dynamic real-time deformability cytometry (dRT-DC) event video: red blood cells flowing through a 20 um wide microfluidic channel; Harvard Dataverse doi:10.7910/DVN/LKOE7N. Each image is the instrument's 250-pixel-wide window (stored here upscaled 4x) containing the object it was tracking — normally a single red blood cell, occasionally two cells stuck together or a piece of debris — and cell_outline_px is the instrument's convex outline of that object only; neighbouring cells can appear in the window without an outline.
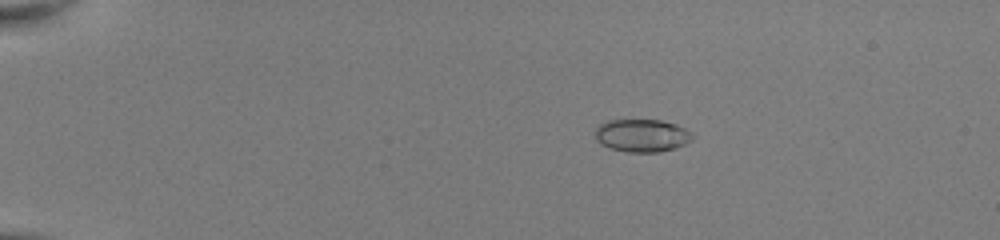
{"species": "common noctule bat (a hibernating species)", "species_latin": "Nyctalus noctula", "temperature_condition": "room temperature", "stored_images_in_passage": 50, "camera_frame_rate_fps": 3000, "um_per_image_px": 0.085, "animal": {"sex": "female", "body_mass_g": 22.0, "forearm_length_mm": 56.7}, "frame": {"image": 1, "passage_image": 9, "time_ms": 2.667, "image_size_px": [1000, 240], "cell_outline_px": [[696, 136], [692, 140], [676, 148], [660, 152], [628, 152], [608, 148], [600, 144], [596, 140], [596, 128], [600, 124], [608, 120], [660, 120], [676, 124], [692, 132]], "centroid_in_image_um": [54.58, 11.52], "position_along_channel_um": 30.4, "area_um2": 18.79}}
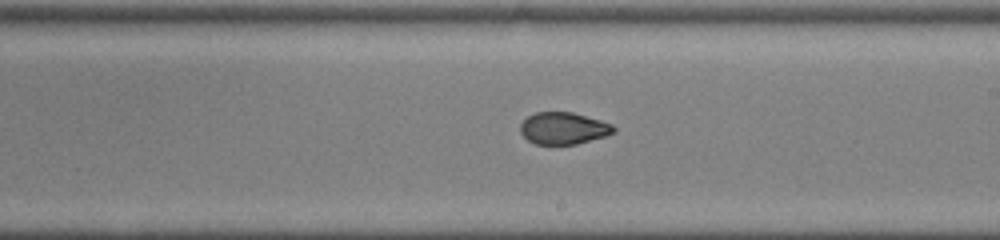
{"frame": {"image": 2, "passage_image": 31, "time_ms": 10.0, "image_size_px": [1000, 240], "cell_outline_px": [[616, 132], [608, 136], [576, 144], [536, 144], [528, 140], [520, 132], [520, 124], [528, 116], [536, 112], [572, 112], [600, 120], [612, 124], [616, 128]], "centroid_in_image_um": [47.92, 10.91], "position_along_channel_um": 241.1, "area_um2": 17.46}}
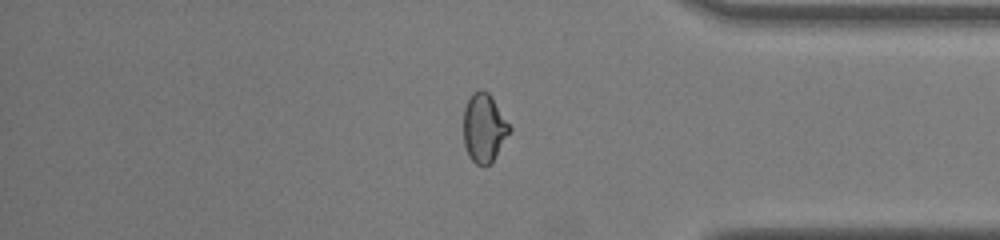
{"frame": {"image": 3, "passage_image": 43, "time_ms": 14.0, "image_size_px": [1000, 240], "cell_outline_px": [[512, 128], [492, 160], [484, 168], [476, 164], [468, 156], [464, 144], [464, 108], [472, 92], [480, 88], [488, 92], [492, 96]], "centroid_in_image_um": [41.13, 10.85], "position_along_channel_um": 394.1, "area_um2": 18.38}, "authors_computed_cell_mechanics": {"area_um2": 18.6694, "velocity_mm_per_s": 4.0834, "shape_relaxation_time_tau1_ms": null, "shape_relaxation_time_tau2_ms": 0.906, "deformation_change_tau1": null, "deformation_change_tau2": 0.0468}}